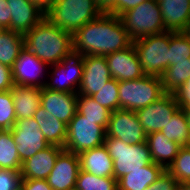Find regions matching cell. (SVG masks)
I'll use <instances>...</instances> for the list:
<instances>
[{
    "label": "cell",
    "instance_id": "obj_1",
    "mask_svg": "<svg viewBox=\"0 0 190 190\" xmlns=\"http://www.w3.org/2000/svg\"><path fill=\"white\" fill-rule=\"evenodd\" d=\"M73 49L83 55L107 56L132 44L119 16L102 13L73 35Z\"/></svg>",
    "mask_w": 190,
    "mask_h": 190
},
{
    "label": "cell",
    "instance_id": "obj_2",
    "mask_svg": "<svg viewBox=\"0 0 190 190\" xmlns=\"http://www.w3.org/2000/svg\"><path fill=\"white\" fill-rule=\"evenodd\" d=\"M24 47L48 66L60 62L72 49V34L45 17L23 35Z\"/></svg>",
    "mask_w": 190,
    "mask_h": 190
},
{
    "label": "cell",
    "instance_id": "obj_3",
    "mask_svg": "<svg viewBox=\"0 0 190 190\" xmlns=\"http://www.w3.org/2000/svg\"><path fill=\"white\" fill-rule=\"evenodd\" d=\"M102 14L93 0H54L45 9V18L72 35Z\"/></svg>",
    "mask_w": 190,
    "mask_h": 190
},
{
    "label": "cell",
    "instance_id": "obj_4",
    "mask_svg": "<svg viewBox=\"0 0 190 190\" xmlns=\"http://www.w3.org/2000/svg\"><path fill=\"white\" fill-rule=\"evenodd\" d=\"M104 145L113 160L116 180L153 162L147 142L126 144L116 137L106 135Z\"/></svg>",
    "mask_w": 190,
    "mask_h": 190
},
{
    "label": "cell",
    "instance_id": "obj_5",
    "mask_svg": "<svg viewBox=\"0 0 190 190\" xmlns=\"http://www.w3.org/2000/svg\"><path fill=\"white\" fill-rule=\"evenodd\" d=\"M119 18L132 41L165 32L158 0L144 1Z\"/></svg>",
    "mask_w": 190,
    "mask_h": 190
},
{
    "label": "cell",
    "instance_id": "obj_6",
    "mask_svg": "<svg viewBox=\"0 0 190 190\" xmlns=\"http://www.w3.org/2000/svg\"><path fill=\"white\" fill-rule=\"evenodd\" d=\"M145 75L161 77L169 67L170 31L132 41Z\"/></svg>",
    "mask_w": 190,
    "mask_h": 190
},
{
    "label": "cell",
    "instance_id": "obj_7",
    "mask_svg": "<svg viewBox=\"0 0 190 190\" xmlns=\"http://www.w3.org/2000/svg\"><path fill=\"white\" fill-rule=\"evenodd\" d=\"M164 94L160 77L144 75L137 80L119 81V109L137 111Z\"/></svg>",
    "mask_w": 190,
    "mask_h": 190
},
{
    "label": "cell",
    "instance_id": "obj_8",
    "mask_svg": "<svg viewBox=\"0 0 190 190\" xmlns=\"http://www.w3.org/2000/svg\"><path fill=\"white\" fill-rule=\"evenodd\" d=\"M106 130L96 121L86 119L76 112L67 125V139L64 150L80 154L104 144Z\"/></svg>",
    "mask_w": 190,
    "mask_h": 190
},
{
    "label": "cell",
    "instance_id": "obj_9",
    "mask_svg": "<svg viewBox=\"0 0 190 190\" xmlns=\"http://www.w3.org/2000/svg\"><path fill=\"white\" fill-rule=\"evenodd\" d=\"M84 55L72 49L60 62L50 65L48 80L45 79L44 88L66 92L77 93L82 81ZM50 81V82H49Z\"/></svg>",
    "mask_w": 190,
    "mask_h": 190
},
{
    "label": "cell",
    "instance_id": "obj_10",
    "mask_svg": "<svg viewBox=\"0 0 190 190\" xmlns=\"http://www.w3.org/2000/svg\"><path fill=\"white\" fill-rule=\"evenodd\" d=\"M179 108L175 94L165 93L157 101L135 112L140 125L148 135L153 132H160Z\"/></svg>",
    "mask_w": 190,
    "mask_h": 190
},
{
    "label": "cell",
    "instance_id": "obj_11",
    "mask_svg": "<svg viewBox=\"0 0 190 190\" xmlns=\"http://www.w3.org/2000/svg\"><path fill=\"white\" fill-rule=\"evenodd\" d=\"M33 117L16 120L11 128L21 162L49 146Z\"/></svg>",
    "mask_w": 190,
    "mask_h": 190
},
{
    "label": "cell",
    "instance_id": "obj_12",
    "mask_svg": "<svg viewBox=\"0 0 190 190\" xmlns=\"http://www.w3.org/2000/svg\"><path fill=\"white\" fill-rule=\"evenodd\" d=\"M106 135L116 137L126 144L145 143L147 138L136 112L122 109L110 114Z\"/></svg>",
    "mask_w": 190,
    "mask_h": 190
},
{
    "label": "cell",
    "instance_id": "obj_13",
    "mask_svg": "<svg viewBox=\"0 0 190 190\" xmlns=\"http://www.w3.org/2000/svg\"><path fill=\"white\" fill-rule=\"evenodd\" d=\"M46 69L48 71L49 66L26 48L21 51L20 56L11 67L15 84L39 88H43L45 85L42 77L46 76Z\"/></svg>",
    "mask_w": 190,
    "mask_h": 190
},
{
    "label": "cell",
    "instance_id": "obj_14",
    "mask_svg": "<svg viewBox=\"0 0 190 190\" xmlns=\"http://www.w3.org/2000/svg\"><path fill=\"white\" fill-rule=\"evenodd\" d=\"M112 78L119 81L137 80L145 74L133 43L126 49L105 56Z\"/></svg>",
    "mask_w": 190,
    "mask_h": 190
},
{
    "label": "cell",
    "instance_id": "obj_15",
    "mask_svg": "<svg viewBox=\"0 0 190 190\" xmlns=\"http://www.w3.org/2000/svg\"><path fill=\"white\" fill-rule=\"evenodd\" d=\"M112 79L106 58L97 55H84L83 75L78 95H88L99 92Z\"/></svg>",
    "mask_w": 190,
    "mask_h": 190
},
{
    "label": "cell",
    "instance_id": "obj_16",
    "mask_svg": "<svg viewBox=\"0 0 190 190\" xmlns=\"http://www.w3.org/2000/svg\"><path fill=\"white\" fill-rule=\"evenodd\" d=\"M79 171L78 154L63 150L46 180L53 190H75Z\"/></svg>",
    "mask_w": 190,
    "mask_h": 190
},
{
    "label": "cell",
    "instance_id": "obj_17",
    "mask_svg": "<svg viewBox=\"0 0 190 190\" xmlns=\"http://www.w3.org/2000/svg\"><path fill=\"white\" fill-rule=\"evenodd\" d=\"M11 15L10 30L26 34L44 17L45 10L31 0H7Z\"/></svg>",
    "mask_w": 190,
    "mask_h": 190
},
{
    "label": "cell",
    "instance_id": "obj_18",
    "mask_svg": "<svg viewBox=\"0 0 190 190\" xmlns=\"http://www.w3.org/2000/svg\"><path fill=\"white\" fill-rule=\"evenodd\" d=\"M78 93H66L41 88V106L68 125L77 112Z\"/></svg>",
    "mask_w": 190,
    "mask_h": 190
},
{
    "label": "cell",
    "instance_id": "obj_19",
    "mask_svg": "<svg viewBox=\"0 0 190 190\" xmlns=\"http://www.w3.org/2000/svg\"><path fill=\"white\" fill-rule=\"evenodd\" d=\"M64 148L57 145H49L44 150L37 152L32 157L22 162L21 179L46 180L53 170L58 155Z\"/></svg>",
    "mask_w": 190,
    "mask_h": 190
},
{
    "label": "cell",
    "instance_id": "obj_20",
    "mask_svg": "<svg viewBox=\"0 0 190 190\" xmlns=\"http://www.w3.org/2000/svg\"><path fill=\"white\" fill-rule=\"evenodd\" d=\"M165 31L183 32L190 17V0H158Z\"/></svg>",
    "mask_w": 190,
    "mask_h": 190
},
{
    "label": "cell",
    "instance_id": "obj_21",
    "mask_svg": "<svg viewBox=\"0 0 190 190\" xmlns=\"http://www.w3.org/2000/svg\"><path fill=\"white\" fill-rule=\"evenodd\" d=\"M80 170L98 177H114L113 160L106 146L89 149L78 154Z\"/></svg>",
    "mask_w": 190,
    "mask_h": 190
},
{
    "label": "cell",
    "instance_id": "obj_22",
    "mask_svg": "<svg viewBox=\"0 0 190 190\" xmlns=\"http://www.w3.org/2000/svg\"><path fill=\"white\" fill-rule=\"evenodd\" d=\"M10 92L17 120L33 117L41 106V88L39 87L14 84Z\"/></svg>",
    "mask_w": 190,
    "mask_h": 190
},
{
    "label": "cell",
    "instance_id": "obj_23",
    "mask_svg": "<svg viewBox=\"0 0 190 190\" xmlns=\"http://www.w3.org/2000/svg\"><path fill=\"white\" fill-rule=\"evenodd\" d=\"M35 121L39 124L45 140L49 145H57L64 147L67 139V125L49 114L42 106H40L33 115Z\"/></svg>",
    "mask_w": 190,
    "mask_h": 190
},
{
    "label": "cell",
    "instance_id": "obj_24",
    "mask_svg": "<svg viewBox=\"0 0 190 190\" xmlns=\"http://www.w3.org/2000/svg\"><path fill=\"white\" fill-rule=\"evenodd\" d=\"M165 170L163 166L152 162L119 178L117 180L118 190H144Z\"/></svg>",
    "mask_w": 190,
    "mask_h": 190
},
{
    "label": "cell",
    "instance_id": "obj_25",
    "mask_svg": "<svg viewBox=\"0 0 190 190\" xmlns=\"http://www.w3.org/2000/svg\"><path fill=\"white\" fill-rule=\"evenodd\" d=\"M151 157L154 163L163 166L165 169L173 162L180 149L177 142L169 140L161 132H153L147 135Z\"/></svg>",
    "mask_w": 190,
    "mask_h": 190
},
{
    "label": "cell",
    "instance_id": "obj_26",
    "mask_svg": "<svg viewBox=\"0 0 190 190\" xmlns=\"http://www.w3.org/2000/svg\"><path fill=\"white\" fill-rule=\"evenodd\" d=\"M23 34L3 29L0 31V63L12 67L24 49Z\"/></svg>",
    "mask_w": 190,
    "mask_h": 190
},
{
    "label": "cell",
    "instance_id": "obj_27",
    "mask_svg": "<svg viewBox=\"0 0 190 190\" xmlns=\"http://www.w3.org/2000/svg\"><path fill=\"white\" fill-rule=\"evenodd\" d=\"M161 83L164 93L174 94L190 78L189 61L175 62L162 74Z\"/></svg>",
    "mask_w": 190,
    "mask_h": 190
},
{
    "label": "cell",
    "instance_id": "obj_28",
    "mask_svg": "<svg viewBox=\"0 0 190 190\" xmlns=\"http://www.w3.org/2000/svg\"><path fill=\"white\" fill-rule=\"evenodd\" d=\"M169 140L177 142L180 146H188L190 141V126L187 122L186 115L179 108L160 131Z\"/></svg>",
    "mask_w": 190,
    "mask_h": 190
},
{
    "label": "cell",
    "instance_id": "obj_29",
    "mask_svg": "<svg viewBox=\"0 0 190 190\" xmlns=\"http://www.w3.org/2000/svg\"><path fill=\"white\" fill-rule=\"evenodd\" d=\"M77 112L86 119L96 121V124L101 125L107 130L111 112L94 101L92 96L78 95Z\"/></svg>",
    "mask_w": 190,
    "mask_h": 190
},
{
    "label": "cell",
    "instance_id": "obj_30",
    "mask_svg": "<svg viewBox=\"0 0 190 190\" xmlns=\"http://www.w3.org/2000/svg\"><path fill=\"white\" fill-rule=\"evenodd\" d=\"M22 162L11 130H0V168L21 170Z\"/></svg>",
    "mask_w": 190,
    "mask_h": 190
},
{
    "label": "cell",
    "instance_id": "obj_31",
    "mask_svg": "<svg viewBox=\"0 0 190 190\" xmlns=\"http://www.w3.org/2000/svg\"><path fill=\"white\" fill-rule=\"evenodd\" d=\"M190 36L184 32H170L169 66L175 62L189 61Z\"/></svg>",
    "mask_w": 190,
    "mask_h": 190
},
{
    "label": "cell",
    "instance_id": "obj_32",
    "mask_svg": "<svg viewBox=\"0 0 190 190\" xmlns=\"http://www.w3.org/2000/svg\"><path fill=\"white\" fill-rule=\"evenodd\" d=\"M75 190H118L117 180L114 177H98L80 170Z\"/></svg>",
    "mask_w": 190,
    "mask_h": 190
},
{
    "label": "cell",
    "instance_id": "obj_33",
    "mask_svg": "<svg viewBox=\"0 0 190 190\" xmlns=\"http://www.w3.org/2000/svg\"><path fill=\"white\" fill-rule=\"evenodd\" d=\"M166 170L179 183H190V146H181Z\"/></svg>",
    "mask_w": 190,
    "mask_h": 190
},
{
    "label": "cell",
    "instance_id": "obj_34",
    "mask_svg": "<svg viewBox=\"0 0 190 190\" xmlns=\"http://www.w3.org/2000/svg\"><path fill=\"white\" fill-rule=\"evenodd\" d=\"M94 101L107 108L111 113L119 109V82L112 78L99 92L92 95Z\"/></svg>",
    "mask_w": 190,
    "mask_h": 190
},
{
    "label": "cell",
    "instance_id": "obj_35",
    "mask_svg": "<svg viewBox=\"0 0 190 190\" xmlns=\"http://www.w3.org/2000/svg\"><path fill=\"white\" fill-rule=\"evenodd\" d=\"M16 120L14 102L10 90L0 92V130H11Z\"/></svg>",
    "mask_w": 190,
    "mask_h": 190
},
{
    "label": "cell",
    "instance_id": "obj_36",
    "mask_svg": "<svg viewBox=\"0 0 190 190\" xmlns=\"http://www.w3.org/2000/svg\"><path fill=\"white\" fill-rule=\"evenodd\" d=\"M20 181V170L0 168V190H19Z\"/></svg>",
    "mask_w": 190,
    "mask_h": 190
},
{
    "label": "cell",
    "instance_id": "obj_37",
    "mask_svg": "<svg viewBox=\"0 0 190 190\" xmlns=\"http://www.w3.org/2000/svg\"><path fill=\"white\" fill-rule=\"evenodd\" d=\"M178 181L165 170L161 176L144 190H177Z\"/></svg>",
    "mask_w": 190,
    "mask_h": 190
},
{
    "label": "cell",
    "instance_id": "obj_38",
    "mask_svg": "<svg viewBox=\"0 0 190 190\" xmlns=\"http://www.w3.org/2000/svg\"><path fill=\"white\" fill-rule=\"evenodd\" d=\"M14 84L11 67L0 63V92L10 90Z\"/></svg>",
    "mask_w": 190,
    "mask_h": 190
},
{
    "label": "cell",
    "instance_id": "obj_39",
    "mask_svg": "<svg viewBox=\"0 0 190 190\" xmlns=\"http://www.w3.org/2000/svg\"><path fill=\"white\" fill-rule=\"evenodd\" d=\"M20 190H53L47 180L21 179Z\"/></svg>",
    "mask_w": 190,
    "mask_h": 190
},
{
    "label": "cell",
    "instance_id": "obj_40",
    "mask_svg": "<svg viewBox=\"0 0 190 190\" xmlns=\"http://www.w3.org/2000/svg\"><path fill=\"white\" fill-rule=\"evenodd\" d=\"M174 94L179 107H190V78Z\"/></svg>",
    "mask_w": 190,
    "mask_h": 190
},
{
    "label": "cell",
    "instance_id": "obj_41",
    "mask_svg": "<svg viewBox=\"0 0 190 190\" xmlns=\"http://www.w3.org/2000/svg\"><path fill=\"white\" fill-rule=\"evenodd\" d=\"M147 0H117L115 5V15L120 16L122 13L132 9Z\"/></svg>",
    "mask_w": 190,
    "mask_h": 190
},
{
    "label": "cell",
    "instance_id": "obj_42",
    "mask_svg": "<svg viewBox=\"0 0 190 190\" xmlns=\"http://www.w3.org/2000/svg\"><path fill=\"white\" fill-rule=\"evenodd\" d=\"M11 15L7 0H0V25L3 29H10Z\"/></svg>",
    "mask_w": 190,
    "mask_h": 190
},
{
    "label": "cell",
    "instance_id": "obj_43",
    "mask_svg": "<svg viewBox=\"0 0 190 190\" xmlns=\"http://www.w3.org/2000/svg\"><path fill=\"white\" fill-rule=\"evenodd\" d=\"M102 13L115 15V5L117 0H93Z\"/></svg>",
    "mask_w": 190,
    "mask_h": 190
},
{
    "label": "cell",
    "instance_id": "obj_44",
    "mask_svg": "<svg viewBox=\"0 0 190 190\" xmlns=\"http://www.w3.org/2000/svg\"><path fill=\"white\" fill-rule=\"evenodd\" d=\"M31 1L38 3L44 10L54 2V0H31Z\"/></svg>",
    "mask_w": 190,
    "mask_h": 190
},
{
    "label": "cell",
    "instance_id": "obj_45",
    "mask_svg": "<svg viewBox=\"0 0 190 190\" xmlns=\"http://www.w3.org/2000/svg\"><path fill=\"white\" fill-rule=\"evenodd\" d=\"M177 190H190V183H178Z\"/></svg>",
    "mask_w": 190,
    "mask_h": 190
},
{
    "label": "cell",
    "instance_id": "obj_46",
    "mask_svg": "<svg viewBox=\"0 0 190 190\" xmlns=\"http://www.w3.org/2000/svg\"><path fill=\"white\" fill-rule=\"evenodd\" d=\"M183 32L190 36V17H189L188 23L186 25V28L184 29Z\"/></svg>",
    "mask_w": 190,
    "mask_h": 190
},
{
    "label": "cell",
    "instance_id": "obj_47",
    "mask_svg": "<svg viewBox=\"0 0 190 190\" xmlns=\"http://www.w3.org/2000/svg\"><path fill=\"white\" fill-rule=\"evenodd\" d=\"M186 116H190V107H180Z\"/></svg>",
    "mask_w": 190,
    "mask_h": 190
},
{
    "label": "cell",
    "instance_id": "obj_48",
    "mask_svg": "<svg viewBox=\"0 0 190 190\" xmlns=\"http://www.w3.org/2000/svg\"><path fill=\"white\" fill-rule=\"evenodd\" d=\"M186 119H187V122L189 123V126H190V116H186ZM188 146H190V141H189Z\"/></svg>",
    "mask_w": 190,
    "mask_h": 190
}]
</instances>
